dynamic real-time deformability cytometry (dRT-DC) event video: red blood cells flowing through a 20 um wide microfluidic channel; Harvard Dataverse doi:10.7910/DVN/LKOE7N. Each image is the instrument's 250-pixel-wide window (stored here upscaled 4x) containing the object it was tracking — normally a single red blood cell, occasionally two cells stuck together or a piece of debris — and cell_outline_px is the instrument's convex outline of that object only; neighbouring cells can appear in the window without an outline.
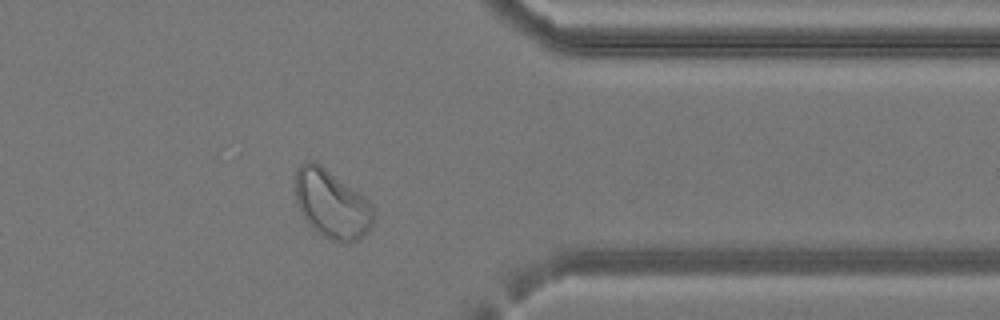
{"species": "common noctule bat (a hibernating species)", "species_latin": "Nyctalus noctula", "temperature_condition": "cold", "stored_images_in_passage": 34, "camera_frame_rate_fps": 3000, "um_per_image_px": 0.085, "animal": {"sex": "female", "body_mass_g": 24.6, "forearm_length_mm": 56.2}, "frame": {"image": 1, "passage_image": 28, "time_ms": 9.0, "image_size_px": [1000, 320], "cell_outline_px": [[372, 228], [360, 240], [348, 244], [332, 240], [316, 232], [308, 224], [300, 212], [296, 200], [296, 168], [304, 160], [316, 160], [364, 196], [372, 204]], "centroid_in_image_um": [28.19, 17.34], "position_along_channel_um": 383.2, "area_um2": 31.62}}